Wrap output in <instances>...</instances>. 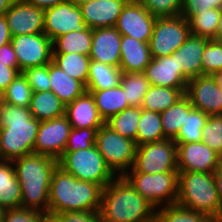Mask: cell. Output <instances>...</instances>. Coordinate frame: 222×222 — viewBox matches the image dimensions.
I'll use <instances>...</instances> for the list:
<instances>
[{"mask_svg":"<svg viewBox=\"0 0 222 222\" xmlns=\"http://www.w3.org/2000/svg\"><path fill=\"white\" fill-rule=\"evenodd\" d=\"M103 187L77 179L57 165L51 176L48 213L100 211Z\"/></svg>","mask_w":222,"mask_h":222,"instance_id":"obj_1","label":"cell"},{"mask_svg":"<svg viewBox=\"0 0 222 222\" xmlns=\"http://www.w3.org/2000/svg\"><path fill=\"white\" fill-rule=\"evenodd\" d=\"M39 124L29 108L5 103L0 109V160L33 154Z\"/></svg>","mask_w":222,"mask_h":222,"instance_id":"obj_2","label":"cell"},{"mask_svg":"<svg viewBox=\"0 0 222 222\" xmlns=\"http://www.w3.org/2000/svg\"><path fill=\"white\" fill-rule=\"evenodd\" d=\"M99 212L102 222H145L156 208L124 176H116L103 188Z\"/></svg>","mask_w":222,"mask_h":222,"instance_id":"obj_3","label":"cell"},{"mask_svg":"<svg viewBox=\"0 0 222 222\" xmlns=\"http://www.w3.org/2000/svg\"><path fill=\"white\" fill-rule=\"evenodd\" d=\"M12 164L21 186V207L48 213L51 176L58 160L33 153L13 160Z\"/></svg>","mask_w":222,"mask_h":222,"instance_id":"obj_4","label":"cell"},{"mask_svg":"<svg viewBox=\"0 0 222 222\" xmlns=\"http://www.w3.org/2000/svg\"><path fill=\"white\" fill-rule=\"evenodd\" d=\"M176 204L209 217L222 218V203L213 173L178 172Z\"/></svg>","mask_w":222,"mask_h":222,"instance_id":"obj_5","label":"cell"},{"mask_svg":"<svg viewBox=\"0 0 222 222\" xmlns=\"http://www.w3.org/2000/svg\"><path fill=\"white\" fill-rule=\"evenodd\" d=\"M58 166L79 180L99 184L103 188L117 176L95 145L83 150L64 152L58 159Z\"/></svg>","mask_w":222,"mask_h":222,"instance_id":"obj_6","label":"cell"},{"mask_svg":"<svg viewBox=\"0 0 222 222\" xmlns=\"http://www.w3.org/2000/svg\"><path fill=\"white\" fill-rule=\"evenodd\" d=\"M123 176L156 209L176 204L178 197V171L154 174L126 172Z\"/></svg>","mask_w":222,"mask_h":222,"instance_id":"obj_7","label":"cell"},{"mask_svg":"<svg viewBox=\"0 0 222 222\" xmlns=\"http://www.w3.org/2000/svg\"><path fill=\"white\" fill-rule=\"evenodd\" d=\"M95 146L117 176H123L132 168L137 148L135 141L104 124L97 130Z\"/></svg>","mask_w":222,"mask_h":222,"instance_id":"obj_8","label":"cell"},{"mask_svg":"<svg viewBox=\"0 0 222 222\" xmlns=\"http://www.w3.org/2000/svg\"><path fill=\"white\" fill-rule=\"evenodd\" d=\"M177 170V146L172 139L137 146L134 164L127 172L147 174Z\"/></svg>","mask_w":222,"mask_h":222,"instance_id":"obj_9","label":"cell"},{"mask_svg":"<svg viewBox=\"0 0 222 222\" xmlns=\"http://www.w3.org/2000/svg\"><path fill=\"white\" fill-rule=\"evenodd\" d=\"M190 35L191 30L185 17L178 15L156 18L149 41L152 58L170 56Z\"/></svg>","mask_w":222,"mask_h":222,"instance_id":"obj_10","label":"cell"},{"mask_svg":"<svg viewBox=\"0 0 222 222\" xmlns=\"http://www.w3.org/2000/svg\"><path fill=\"white\" fill-rule=\"evenodd\" d=\"M11 45L16 53L20 73L52 61V41L44 33L13 36Z\"/></svg>","mask_w":222,"mask_h":222,"instance_id":"obj_11","label":"cell"},{"mask_svg":"<svg viewBox=\"0 0 222 222\" xmlns=\"http://www.w3.org/2000/svg\"><path fill=\"white\" fill-rule=\"evenodd\" d=\"M72 127L65 115L41 121L38 127L34 154L58 160L65 152Z\"/></svg>","mask_w":222,"mask_h":222,"instance_id":"obj_12","label":"cell"},{"mask_svg":"<svg viewBox=\"0 0 222 222\" xmlns=\"http://www.w3.org/2000/svg\"><path fill=\"white\" fill-rule=\"evenodd\" d=\"M178 172L214 173L222 157L200 142L176 143Z\"/></svg>","mask_w":222,"mask_h":222,"instance_id":"obj_13","label":"cell"},{"mask_svg":"<svg viewBox=\"0 0 222 222\" xmlns=\"http://www.w3.org/2000/svg\"><path fill=\"white\" fill-rule=\"evenodd\" d=\"M81 8L65 1L44 9V34L53 41L59 36L84 29Z\"/></svg>","mask_w":222,"mask_h":222,"instance_id":"obj_14","label":"cell"},{"mask_svg":"<svg viewBox=\"0 0 222 222\" xmlns=\"http://www.w3.org/2000/svg\"><path fill=\"white\" fill-rule=\"evenodd\" d=\"M156 17L152 16L141 2L128 1L114 26L121 35L149 43Z\"/></svg>","mask_w":222,"mask_h":222,"instance_id":"obj_15","label":"cell"},{"mask_svg":"<svg viewBox=\"0 0 222 222\" xmlns=\"http://www.w3.org/2000/svg\"><path fill=\"white\" fill-rule=\"evenodd\" d=\"M185 95L194 108L209 116L222 115V89L213 75H201L190 79Z\"/></svg>","mask_w":222,"mask_h":222,"instance_id":"obj_16","label":"cell"},{"mask_svg":"<svg viewBox=\"0 0 222 222\" xmlns=\"http://www.w3.org/2000/svg\"><path fill=\"white\" fill-rule=\"evenodd\" d=\"M5 17L12 37L44 33V9L24 0H14Z\"/></svg>","mask_w":222,"mask_h":222,"instance_id":"obj_17","label":"cell"},{"mask_svg":"<svg viewBox=\"0 0 222 222\" xmlns=\"http://www.w3.org/2000/svg\"><path fill=\"white\" fill-rule=\"evenodd\" d=\"M143 73L150 85L187 89L189 80L177 68L176 56L174 54L152 58Z\"/></svg>","mask_w":222,"mask_h":222,"instance_id":"obj_18","label":"cell"},{"mask_svg":"<svg viewBox=\"0 0 222 222\" xmlns=\"http://www.w3.org/2000/svg\"><path fill=\"white\" fill-rule=\"evenodd\" d=\"M127 0H90L79 5L88 28L114 27Z\"/></svg>","mask_w":222,"mask_h":222,"instance_id":"obj_19","label":"cell"},{"mask_svg":"<svg viewBox=\"0 0 222 222\" xmlns=\"http://www.w3.org/2000/svg\"><path fill=\"white\" fill-rule=\"evenodd\" d=\"M121 36L115 27L93 29L91 60L119 67Z\"/></svg>","mask_w":222,"mask_h":222,"instance_id":"obj_20","label":"cell"},{"mask_svg":"<svg viewBox=\"0 0 222 222\" xmlns=\"http://www.w3.org/2000/svg\"><path fill=\"white\" fill-rule=\"evenodd\" d=\"M65 116L72 128H94L98 130L105 121L100 116L90 92L85 91L73 102L65 105Z\"/></svg>","mask_w":222,"mask_h":222,"instance_id":"obj_21","label":"cell"},{"mask_svg":"<svg viewBox=\"0 0 222 222\" xmlns=\"http://www.w3.org/2000/svg\"><path fill=\"white\" fill-rule=\"evenodd\" d=\"M209 39L191 34L173 53L177 68L188 79L202 75V54Z\"/></svg>","mask_w":222,"mask_h":222,"instance_id":"obj_22","label":"cell"},{"mask_svg":"<svg viewBox=\"0 0 222 222\" xmlns=\"http://www.w3.org/2000/svg\"><path fill=\"white\" fill-rule=\"evenodd\" d=\"M119 67L123 73L144 72L152 59L149 43L127 35L121 36Z\"/></svg>","mask_w":222,"mask_h":222,"instance_id":"obj_23","label":"cell"},{"mask_svg":"<svg viewBox=\"0 0 222 222\" xmlns=\"http://www.w3.org/2000/svg\"><path fill=\"white\" fill-rule=\"evenodd\" d=\"M50 90L65 104L73 102L85 91V85L73 79L52 61L49 63Z\"/></svg>","mask_w":222,"mask_h":222,"instance_id":"obj_24","label":"cell"},{"mask_svg":"<svg viewBox=\"0 0 222 222\" xmlns=\"http://www.w3.org/2000/svg\"><path fill=\"white\" fill-rule=\"evenodd\" d=\"M21 202V186L12 161L0 160V207L19 208Z\"/></svg>","mask_w":222,"mask_h":222,"instance_id":"obj_25","label":"cell"},{"mask_svg":"<svg viewBox=\"0 0 222 222\" xmlns=\"http://www.w3.org/2000/svg\"><path fill=\"white\" fill-rule=\"evenodd\" d=\"M91 93L100 116L107 121L111 116L116 115L126 108H129L121 84L104 90H86Z\"/></svg>","mask_w":222,"mask_h":222,"instance_id":"obj_26","label":"cell"},{"mask_svg":"<svg viewBox=\"0 0 222 222\" xmlns=\"http://www.w3.org/2000/svg\"><path fill=\"white\" fill-rule=\"evenodd\" d=\"M29 110L38 121L65 115V104L51 91L33 92Z\"/></svg>","mask_w":222,"mask_h":222,"instance_id":"obj_27","label":"cell"},{"mask_svg":"<svg viewBox=\"0 0 222 222\" xmlns=\"http://www.w3.org/2000/svg\"><path fill=\"white\" fill-rule=\"evenodd\" d=\"M122 71L120 67L90 61L86 90H104L120 85Z\"/></svg>","mask_w":222,"mask_h":222,"instance_id":"obj_28","label":"cell"},{"mask_svg":"<svg viewBox=\"0 0 222 222\" xmlns=\"http://www.w3.org/2000/svg\"><path fill=\"white\" fill-rule=\"evenodd\" d=\"M53 53H80L90 55L92 47V29L85 27L69 32L52 41Z\"/></svg>","mask_w":222,"mask_h":222,"instance_id":"obj_29","label":"cell"},{"mask_svg":"<svg viewBox=\"0 0 222 222\" xmlns=\"http://www.w3.org/2000/svg\"><path fill=\"white\" fill-rule=\"evenodd\" d=\"M186 90L150 85L148 92L144 95L141 108L161 113L184 97Z\"/></svg>","mask_w":222,"mask_h":222,"instance_id":"obj_30","label":"cell"},{"mask_svg":"<svg viewBox=\"0 0 222 222\" xmlns=\"http://www.w3.org/2000/svg\"><path fill=\"white\" fill-rule=\"evenodd\" d=\"M193 108L190 99L185 95L176 104L160 113L166 139L174 140L177 137L180 127L186 120V115Z\"/></svg>","mask_w":222,"mask_h":222,"instance_id":"obj_31","label":"cell"},{"mask_svg":"<svg viewBox=\"0 0 222 222\" xmlns=\"http://www.w3.org/2000/svg\"><path fill=\"white\" fill-rule=\"evenodd\" d=\"M91 58L80 53H52V62L73 79L85 86L89 74Z\"/></svg>","mask_w":222,"mask_h":222,"instance_id":"obj_32","label":"cell"},{"mask_svg":"<svg viewBox=\"0 0 222 222\" xmlns=\"http://www.w3.org/2000/svg\"><path fill=\"white\" fill-rule=\"evenodd\" d=\"M166 139L163 132L159 112L148 111L141 108V117L138 124L136 145L152 143Z\"/></svg>","mask_w":222,"mask_h":222,"instance_id":"obj_33","label":"cell"},{"mask_svg":"<svg viewBox=\"0 0 222 222\" xmlns=\"http://www.w3.org/2000/svg\"><path fill=\"white\" fill-rule=\"evenodd\" d=\"M141 117V107H129L111 116L105 124L121 136L135 141L138 124Z\"/></svg>","mask_w":222,"mask_h":222,"instance_id":"obj_34","label":"cell"},{"mask_svg":"<svg viewBox=\"0 0 222 222\" xmlns=\"http://www.w3.org/2000/svg\"><path fill=\"white\" fill-rule=\"evenodd\" d=\"M121 87L125 92L129 107H141L150 82L143 72L122 73Z\"/></svg>","mask_w":222,"mask_h":222,"instance_id":"obj_35","label":"cell"},{"mask_svg":"<svg viewBox=\"0 0 222 222\" xmlns=\"http://www.w3.org/2000/svg\"><path fill=\"white\" fill-rule=\"evenodd\" d=\"M220 16L221 9L212 8L200 11V14L195 16H187L186 20L189 23L191 34L212 40L215 38Z\"/></svg>","mask_w":222,"mask_h":222,"instance_id":"obj_36","label":"cell"},{"mask_svg":"<svg viewBox=\"0 0 222 222\" xmlns=\"http://www.w3.org/2000/svg\"><path fill=\"white\" fill-rule=\"evenodd\" d=\"M206 113L193 108L187 115L184 124L180 127L175 143L200 142L202 140L201 131L208 119Z\"/></svg>","mask_w":222,"mask_h":222,"instance_id":"obj_37","label":"cell"},{"mask_svg":"<svg viewBox=\"0 0 222 222\" xmlns=\"http://www.w3.org/2000/svg\"><path fill=\"white\" fill-rule=\"evenodd\" d=\"M3 94L6 104L29 108L33 90L23 73H19Z\"/></svg>","mask_w":222,"mask_h":222,"instance_id":"obj_38","label":"cell"},{"mask_svg":"<svg viewBox=\"0 0 222 222\" xmlns=\"http://www.w3.org/2000/svg\"><path fill=\"white\" fill-rule=\"evenodd\" d=\"M161 222H202L207 216L178 204L166 205L156 209Z\"/></svg>","mask_w":222,"mask_h":222,"instance_id":"obj_39","label":"cell"},{"mask_svg":"<svg viewBox=\"0 0 222 222\" xmlns=\"http://www.w3.org/2000/svg\"><path fill=\"white\" fill-rule=\"evenodd\" d=\"M201 135V142L222 157V115L208 116Z\"/></svg>","mask_w":222,"mask_h":222,"instance_id":"obj_40","label":"cell"},{"mask_svg":"<svg viewBox=\"0 0 222 222\" xmlns=\"http://www.w3.org/2000/svg\"><path fill=\"white\" fill-rule=\"evenodd\" d=\"M222 70V43L208 40L202 54V75H213Z\"/></svg>","mask_w":222,"mask_h":222,"instance_id":"obj_41","label":"cell"},{"mask_svg":"<svg viewBox=\"0 0 222 222\" xmlns=\"http://www.w3.org/2000/svg\"><path fill=\"white\" fill-rule=\"evenodd\" d=\"M140 2L156 18L181 15L183 8V0H141Z\"/></svg>","mask_w":222,"mask_h":222,"instance_id":"obj_42","label":"cell"},{"mask_svg":"<svg viewBox=\"0 0 222 222\" xmlns=\"http://www.w3.org/2000/svg\"><path fill=\"white\" fill-rule=\"evenodd\" d=\"M97 130L94 128L75 129L72 128L69 134L65 152L83 150L95 145Z\"/></svg>","mask_w":222,"mask_h":222,"instance_id":"obj_43","label":"cell"},{"mask_svg":"<svg viewBox=\"0 0 222 222\" xmlns=\"http://www.w3.org/2000/svg\"><path fill=\"white\" fill-rule=\"evenodd\" d=\"M22 73L33 92L50 90L49 64L30 67L22 71Z\"/></svg>","mask_w":222,"mask_h":222,"instance_id":"obj_44","label":"cell"},{"mask_svg":"<svg viewBox=\"0 0 222 222\" xmlns=\"http://www.w3.org/2000/svg\"><path fill=\"white\" fill-rule=\"evenodd\" d=\"M44 214L23 207L6 209L3 222H43Z\"/></svg>","mask_w":222,"mask_h":222,"instance_id":"obj_45","label":"cell"},{"mask_svg":"<svg viewBox=\"0 0 222 222\" xmlns=\"http://www.w3.org/2000/svg\"><path fill=\"white\" fill-rule=\"evenodd\" d=\"M212 8L222 9V0H183L181 16H195Z\"/></svg>","mask_w":222,"mask_h":222,"instance_id":"obj_46","label":"cell"},{"mask_svg":"<svg viewBox=\"0 0 222 222\" xmlns=\"http://www.w3.org/2000/svg\"><path fill=\"white\" fill-rule=\"evenodd\" d=\"M63 222H102L99 211H76L58 214Z\"/></svg>","mask_w":222,"mask_h":222,"instance_id":"obj_47","label":"cell"},{"mask_svg":"<svg viewBox=\"0 0 222 222\" xmlns=\"http://www.w3.org/2000/svg\"><path fill=\"white\" fill-rule=\"evenodd\" d=\"M20 72L11 67V63L0 61V90L4 91Z\"/></svg>","mask_w":222,"mask_h":222,"instance_id":"obj_48","label":"cell"},{"mask_svg":"<svg viewBox=\"0 0 222 222\" xmlns=\"http://www.w3.org/2000/svg\"><path fill=\"white\" fill-rule=\"evenodd\" d=\"M0 61L3 63H11V67L20 72L16 53L11 45V42L0 47Z\"/></svg>","mask_w":222,"mask_h":222,"instance_id":"obj_49","label":"cell"},{"mask_svg":"<svg viewBox=\"0 0 222 222\" xmlns=\"http://www.w3.org/2000/svg\"><path fill=\"white\" fill-rule=\"evenodd\" d=\"M12 35L9 30L7 19L5 15L0 16V47L7 43H10Z\"/></svg>","mask_w":222,"mask_h":222,"instance_id":"obj_50","label":"cell"},{"mask_svg":"<svg viewBox=\"0 0 222 222\" xmlns=\"http://www.w3.org/2000/svg\"><path fill=\"white\" fill-rule=\"evenodd\" d=\"M24 1L33 6L46 9L64 3L67 0H24Z\"/></svg>","mask_w":222,"mask_h":222,"instance_id":"obj_51","label":"cell"},{"mask_svg":"<svg viewBox=\"0 0 222 222\" xmlns=\"http://www.w3.org/2000/svg\"><path fill=\"white\" fill-rule=\"evenodd\" d=\"M213 175L216 181L217 191L222 203V162L220 163L219 167L214 171Z\"/></svg>","mask_w":222,"mask_h":222,"instance_id":"obj_52","label":"cell"},{"mask_svg":"<svg viewBox=\"0 0 222 222\" xmlns=\"http://www.w3.org/2000/svg\"><path fill=\"white\" fill-rule=\"evenodd\" d=\"M14 0H0V16L5 15Z\"/></svg>","mask_w":222,"mask_h":222,"instance_id":"obj_53","label":"cell"},{"mask_svg":"<svg viewBox=\"0 0 222 222\" xmlns=\"http://www.w3.org/2000/svg\"><path fill=\"white\" fill-rule=\"evenodd\" d=\"M43 222H63L58 215L45 213L43 216Z\"/></svg>","mask_w":222,"mask_h":222,"instance_id":"obj_54","label":"cell"},{"mask_svg":"<svg viewBox=\"0 0 222 222\" xmlns=\"http://www.w3.org/2000/svg\"><path fill=\"white\" fill-rule=\"evenodd\" d=\"M213 40L222 43V9H221L220 22L218 24V29L215 38Z\"/></svg>","mask_w":222,"mask_h":222,"instance_id":"obj_55","label":"cell"},{"mask_svg":"<svg viewBox=\"0 0 222 222\" xmlns=\"http://www.w3.org/2000/svg\"><path fill=\"white\" fill-rule=\"evenodd\" d=\"M216 82L219 84L220 88L222 89V70L217 71L213 74Z\"/></svg>","mask_w":222,"mask_h":222,"instance_id":"obj_56","label":"cell"},{"mask_svg":"<svg viewBox=\"0 0 222 222\" xmlns=\"http://www.w3.org/2000/svg\"><path fill=\"white\" fill-rule=\"evenodd\" d=\"M202 222H222V218L207 216Z\"/></svg>","mask_w":222,"mask_h":222,"instance_id":"obj_57","label":"cell"},{"mask_svg":"<svg viewBox=\"0 0 222 222\" xmlns=\"http://www.w3.org/2000/svg\"><path fill=\"white\" fill-rule=\"evenodd\" d=\"M68 2H72L73 4H75V5H81V4H83L84 2H88V1H90V0H67Z\"/></svg>","mask_w":222,"mask_h":222,"instance_id":"obj_58","label":"cell"},{"mask_svg":"<svg viewBox=\"0 0 222 222\" xmlns=\"http://www.w3.org/2000/svg\"><path fill=\"white\" fill-rule=\"evenodd\" d=\"M5 213H6V209L3 207H0V222H3Z\"/></svg>","mask_w":222,"mask_h":222,"instance_id":"obj_59","label":"cell"},{"mask_svg":"<svg viewBox=\"0 0 222 222\" xmlns=\"http://www.w3.org/2000/svg\"><path fill=\"white\" fill-rule=\"evenodd\" d=\"M4 104H5L4 94H3V91L0 90V109L2 108Z\"/></svg>","mask_w":222,"mask_h":222,"instance_id":"obj_60","label":"cell"},{"mask_svg":"<svg viewBox=\"0 0 222 222\" xmlns=\"http://www.w3.org/2000/svg\"><path fill=\"white\" fill-rule=\"evenodd\" d=\"M145 222H161L159 220V218L155 215L152 219L148 220V221H145Z\"/></svg>","mask_w":222,"mask_h":222,"instance_id":"obj_61","label":"cell"},{"mask_svg":"<svg viewBox=\"0 0 222 222\" xmlns=\"http://www.w3.org/2000/svg\"><path fill=\"white\" fill-rule=\"evenodd\" d=\"M127 1H136V2H140L141 0H127Z\"/></svg>","mask_w":222,"mask_h":222,"instance_id":"obj_62","label":"cell"}]
</instances>
